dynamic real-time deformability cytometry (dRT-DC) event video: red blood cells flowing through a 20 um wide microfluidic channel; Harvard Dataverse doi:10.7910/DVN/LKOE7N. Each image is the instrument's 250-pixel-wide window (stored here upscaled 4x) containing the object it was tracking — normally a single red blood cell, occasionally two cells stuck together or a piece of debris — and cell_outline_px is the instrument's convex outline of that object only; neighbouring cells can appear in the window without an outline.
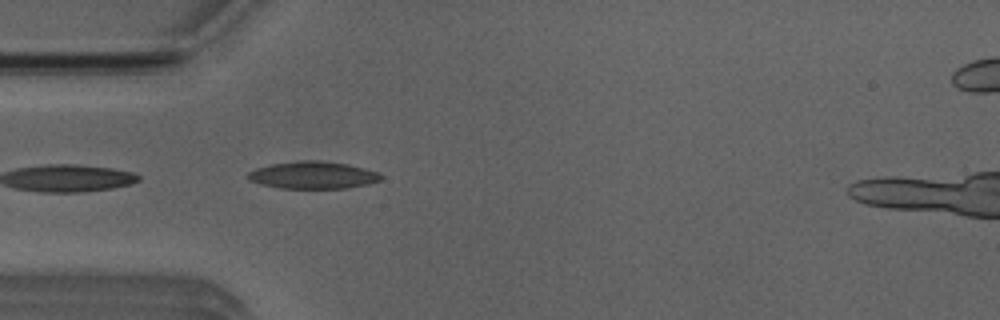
{"species": "Egyptian fruit bat (a non-hibernating species)", "species_latin": "Rousettus aegyptiacus", "temperature_condition": "room temperature", "stored_images_in_passage": 17, "camera_frame_rate_fps": 3000, "um_per_image_px": 0.085, "animal": {"sex": "male"}, "frame": {"image": 1, "passage_image": 1, "time_ms": 0.0, "image_size_px": [1000, 320], "cell_outline_px": [[384, 176], [380, 180], [368, 184], [348, 188], [280, 188], [260, 184], [248, 180], [244, 176], [248, 172], [256, 168], [268, 164], [300, 160], [320, 160], [348, 164], [364, 168], [376, 172]], "centroid_in_image_um": [26.55, 14.88], "position_along_channel_um": 58.4, "area_um2": 21.39}}